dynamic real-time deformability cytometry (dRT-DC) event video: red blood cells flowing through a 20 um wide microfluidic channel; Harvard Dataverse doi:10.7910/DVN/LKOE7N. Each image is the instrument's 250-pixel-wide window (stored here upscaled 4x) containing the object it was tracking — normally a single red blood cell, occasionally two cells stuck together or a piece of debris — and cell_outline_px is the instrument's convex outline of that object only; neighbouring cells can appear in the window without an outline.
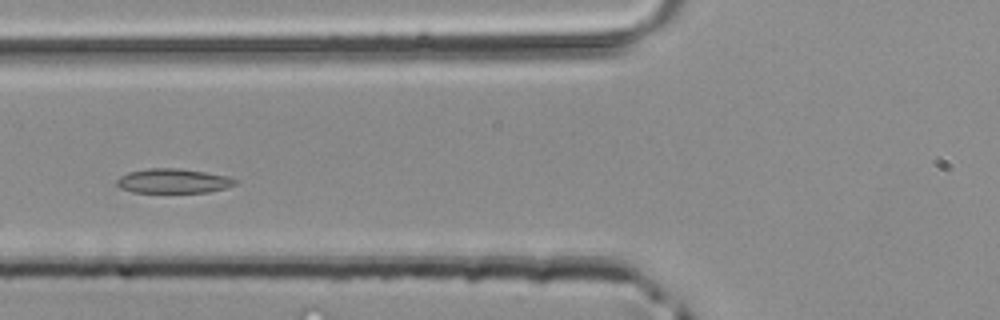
{"species": "common noctule bat (a hibernating species)", "species_latin": "Nyctalus noctula", "temperature_condition": "room temperature", "stored_images_in_passage": 3, "camera_frame_rate_fps": 3000, "um_per_image_px": 0.085, "animal": {"sex": "male", "body_mass_g": 20.4}, "frame": {"image": 1, "passage_image": 3, "time_ms": 0.667, "image_size_px": [1000, 320], "cell_outline_px": [[236, 184], [228, 188], [208, 192], [132, 192], [120, 188], [116, 184], [116, 180], [120, 176], [128, 172], [148, 168], [180, 168], [228, 176], [236, 180]], "centroid_in_image_um": [14.71, 15.38], "position_along_channel_um": 111.1, "area_um2": 16.94}}